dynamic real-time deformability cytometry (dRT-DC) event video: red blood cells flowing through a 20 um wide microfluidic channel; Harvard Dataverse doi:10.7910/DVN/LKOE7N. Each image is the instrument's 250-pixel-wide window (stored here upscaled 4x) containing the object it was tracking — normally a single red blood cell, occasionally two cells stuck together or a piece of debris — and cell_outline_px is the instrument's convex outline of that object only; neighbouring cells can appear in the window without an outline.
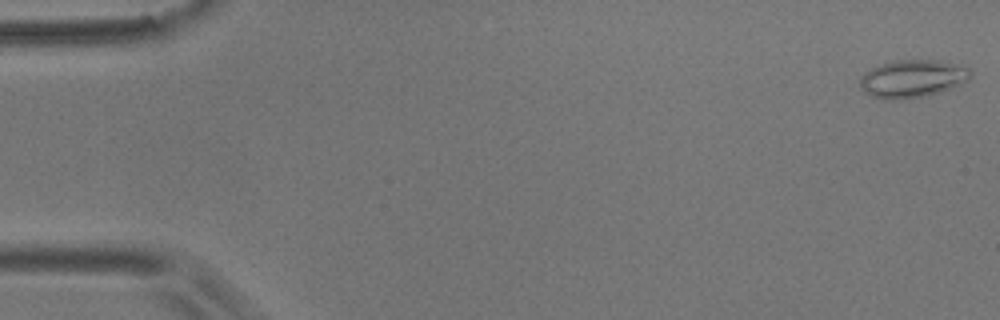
{"species": "common noctule bat (a hibernating species)", "species_latin": "Nyctalus noctula", "temperature_condition": "room temperature", "stored_images_in_passage": 42, "camera_frame_rate_fps": 3000, "um_per_image_px": 0.085, "animal": {"sex": "male", "body_mass_g": 17.9}, "frame": {"image": 1, "passage_image": 1, "time_ms": 0.0, "image_size_px": [1000, 320], "cell_outline_px": [[972, 76], [968, 80], [940, 92], [924, 96], [900, 100], [884, 100], [868, 96], [860, 88], [860, 76], [864, 72], [872, 68], [896, 60], [936, 60], [964, 64], [972, 72]], "centroid_in_image_um": [77.55, 6.7], "position_along_channel_um": 7.5, "area_um2": 24.62}}
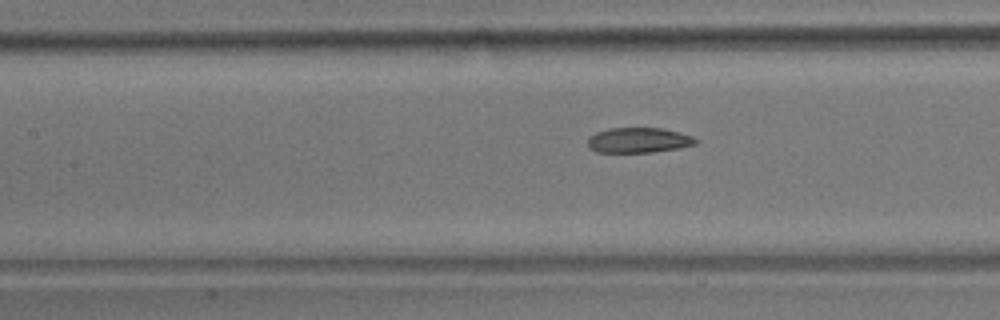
{"frame": {"image": 2, "passage_image": 25, "time_ms": 8.0, "image_size_px": [1000, 320], "cell_outline_px": [[700, 140], [696, 144], [680, 148], [652, 152], [596, 152], [588, 148], [588, 140], [596, 132], [612, 128], [664, 128], [692, 136]], "centroid_in_image_um": [54.32, 11.92], "position_along_channel_um": 153.1, "area_um2": 15.84}}
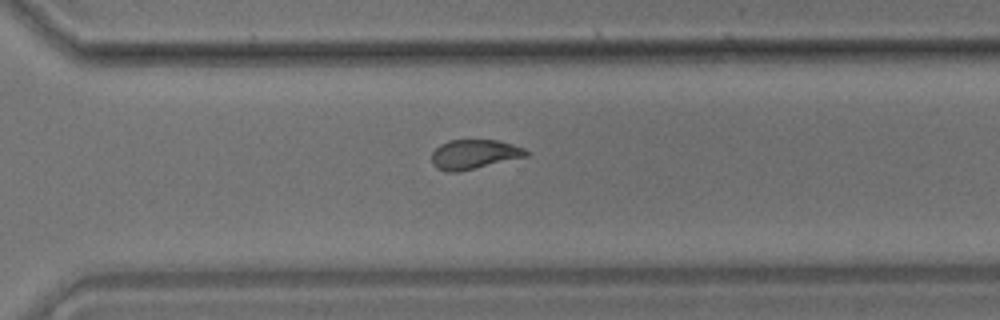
{"frame": {"image": 3, "passage_image": 40, "time_ms": 13.0, "image_size_px": [1000, 320], "cell_outline_px": [[528, 156], [456, 172], [448, 172], [436, 168], [432, 164], [432, 152], [440, 144], [448, 140], [496, 140], [512, 144], [524, 148], [528, 152]], "centroid_in_image_um": [40.27, 13.11], "position_along_channel_um": 330.3, "area_um2": 16.07}}